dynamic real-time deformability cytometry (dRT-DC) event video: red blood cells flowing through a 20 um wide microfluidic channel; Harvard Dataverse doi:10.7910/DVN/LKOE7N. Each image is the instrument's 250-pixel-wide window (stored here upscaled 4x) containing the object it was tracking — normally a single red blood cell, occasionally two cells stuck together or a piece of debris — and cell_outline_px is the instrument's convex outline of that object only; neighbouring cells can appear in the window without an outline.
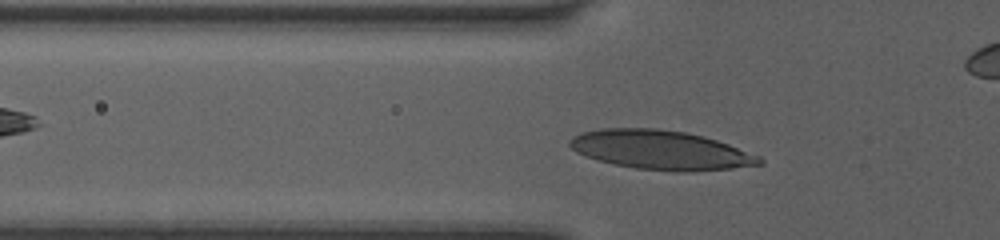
{"species": "human", "species_latin": "Homo sapiens", "temperature_condition": "room temperature", "stored_images_in_passage": 36, "camera_frame_rate_fps": 3000, "um_per_image_px": 0.085, "donor": {"sex": "female"}, "frame": {"image": 1, "passage_image": 8, "time_ms": 2.333, "image_size_px": [1000, 240], "cell_outline_px": [[764, 164], [732, 168], [692, 172], [676, 172], [636, 168], [616, 164], [600, 160], [576, 152], [568, 144], [568, 140], [572, 136], [580, 132], [600, 128], [656, 128], [684, 132], [704, 136], [728, 144], [760, 156], [764, 160]], "centroid_in_image_um": [56.17, 12.75], "position_along_channel_um": 69.6, "area_um2": 43.35}}
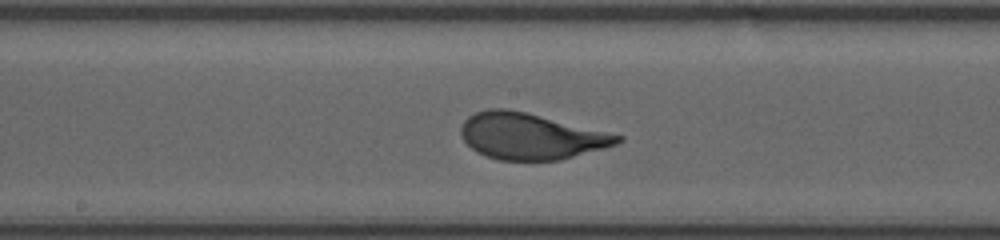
{"frame": {"image": 2, "passage_image": 18, "time_ms": 5.667, "image_size_px": [1000, 240], "cell_outline_px": [[624, 140], [616, 144], [604, 148], [560, 160], [500, 160], [476, 152], [464, 140], [460, 132], [460, 128], [464, 120], [468, 116], [476, 112], [488, 108], [504, 108], [528, 112], [624, 136]], "centroid_in_image_um": [45.1, 11.57], "position_along_channel_um": 203.1, "area_um2": 42.14}}
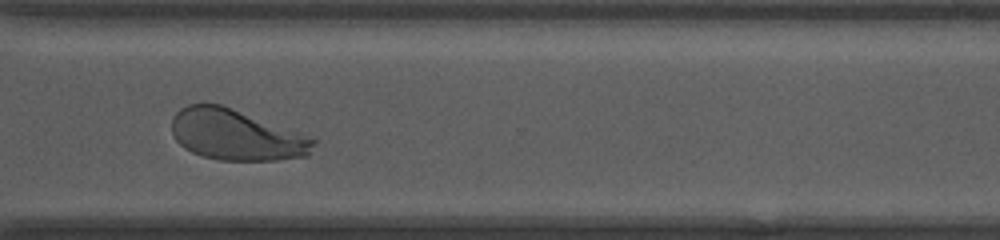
{"frame": {"image": 3, "passage_image": 29, "time_ms": 9.333, "image_size_px": [1000, 240], "cell_outline_px": [[316, 140], [308, 156], [276, 160], [220, 160], [200, 156], [184, 148], [172, 136], [172, 116], [180, 108], [188, 104], [220, 104], [312, 136]], "centroid_in_image_um": [20.06, 11.47], "position_along_channel_um": 350.5, "area_um2": 42.14}}